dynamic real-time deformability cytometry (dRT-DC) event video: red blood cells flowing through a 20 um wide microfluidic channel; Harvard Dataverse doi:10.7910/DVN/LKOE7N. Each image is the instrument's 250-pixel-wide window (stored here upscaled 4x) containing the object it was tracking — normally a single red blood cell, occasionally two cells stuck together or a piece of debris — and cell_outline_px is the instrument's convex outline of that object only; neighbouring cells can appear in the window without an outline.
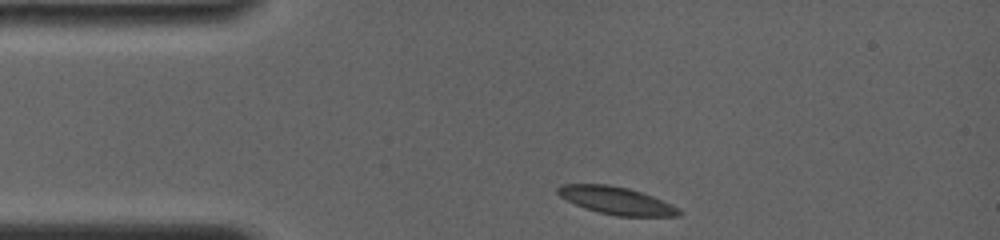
{"species": "common noctule bat (a hibernating species)", "species_latin": "Nyctalus noctula", "temperature_condition": "room temperature", "stored_images_in_passage": 34, "camera_frame_rate_fps": 4000, "um_per_image_px": 0.085, "animal": {"sex": "female", "body_mass_g": 19.0, "forearm_length_mm": 56.7}, "frame": {"image": 1, "passage_image": 1, "time_ms": 0.0, "image_size_px": [1000, 240], "cell_outline_px": [[684, 212], [680, 216], [616, 216], [584, 208], [560, 196], [556, 192], [556, 188], [560, 184], [608, 184], [628, 188], [652, 196], [680, 208]], "centroid_in_image_um": [52.41, 17.05], "position_along_channel_um": 32.6, "area_um2": 19.42}}
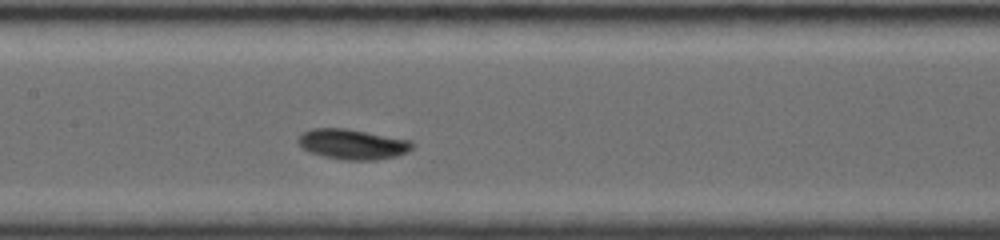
{"frame": {"image": 2, "passage_image": 20, "time_ms": 4.75, "image_size_px": [1000, 240], "cell_outline_px": [[416, 144], [408, 152], [396, 156], [376, 160], [344, 160], [324, 156], [308, 152], [296, 140], [304, 132], [312, 128], [344, 128], [412, 140]], "centroid_in_image_um": [30.0, 12.26], "position_along_channel_um": 177.4, "area_um2": 20.11}}
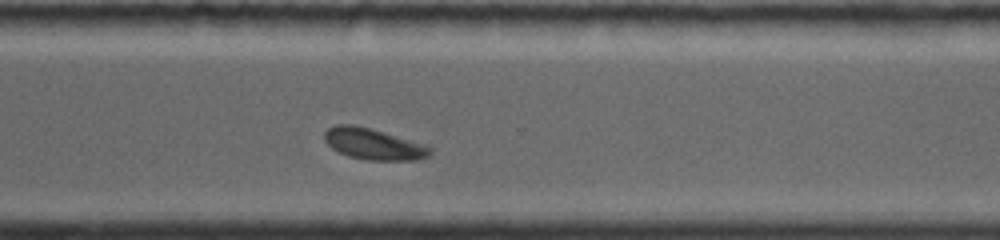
{"frame": {"image": 3, "passage_image": 34, "time_ms": 9.0, "image_size_px": [1000, 240], "cell_outline_px": [[432, 152], [428, 156], [416, 160], [368, 160], [348, 156], [332, 148], [324, 140], [324, 132], [328, 128], [336, 124], [352, 124], [368, 128], [424, 144], [432, 148]], "centroid_in_image_um": [31.72, 12.25], "position_along_channel_um": 338.9, "area_um2": 18.96}}